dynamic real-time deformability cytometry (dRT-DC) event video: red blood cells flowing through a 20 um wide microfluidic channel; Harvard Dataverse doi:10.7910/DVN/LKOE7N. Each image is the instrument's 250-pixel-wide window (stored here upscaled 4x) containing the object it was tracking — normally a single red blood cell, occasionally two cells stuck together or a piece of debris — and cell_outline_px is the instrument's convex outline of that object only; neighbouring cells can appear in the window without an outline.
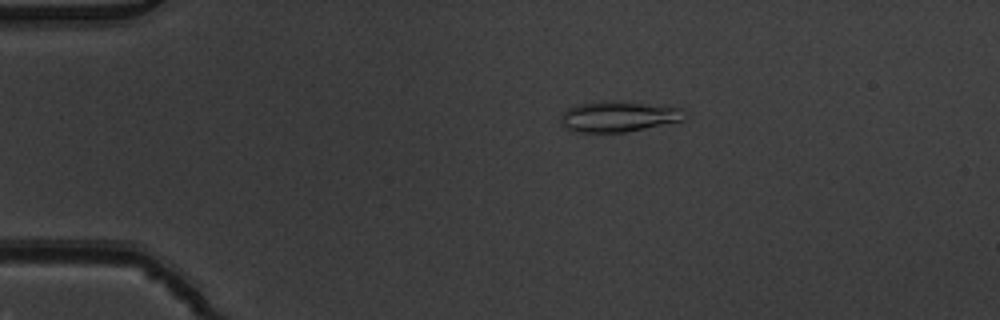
{"species": "common noctule bat (a hibernating species)", "species_latin": "Nyctalus noctula", "temperature_condition": "warm", "stored_images_in_passage": 5, "camera_frame_rate_fps": 3000, "um_per_image_px": 0.085, "animal": {"sex": "male", "body_mass_g": 19.5, "forearm_length_mm": 54.6}, "frame": {"image": 1, "passage_image": 3, "time_ms": 0.667, "image_size_px": [1000, 320], "cell_outline_px": [[688, 116], [684, 120], [624, 132], [572, 132], [560, 124], [560, 120], [564, 112], [568, 108], [576, 104], [640, 104], [684, 108]], "centroid_in_image_um": [52.58, 9.96], "position_along_channel_um": 32.4, "area_um2": 21.04}}